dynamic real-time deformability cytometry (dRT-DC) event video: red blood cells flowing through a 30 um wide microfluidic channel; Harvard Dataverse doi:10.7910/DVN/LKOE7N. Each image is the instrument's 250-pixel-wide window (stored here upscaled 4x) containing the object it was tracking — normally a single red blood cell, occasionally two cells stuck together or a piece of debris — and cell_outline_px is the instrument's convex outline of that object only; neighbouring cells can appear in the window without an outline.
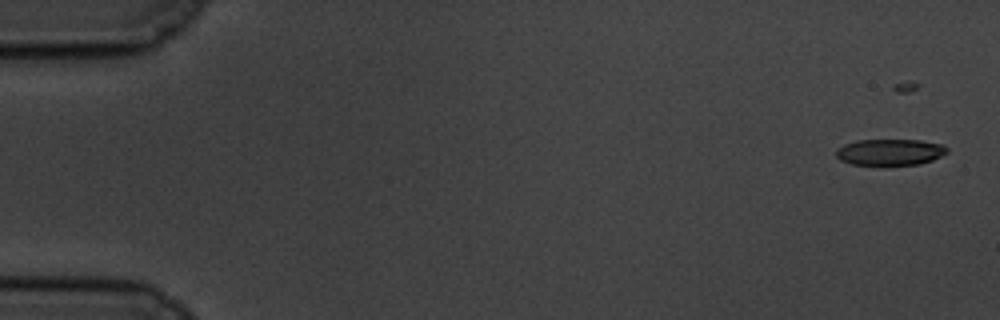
{"species": "common noctule bat (a hibernating species)", "species_latin": "Nyctalus noctula", "temperature_condition": "cold", "stored_images_in_passage": 15, "camera_frame_rate_fps": 3000, "um_per_image_px": 0.085, "animal": {"sex": "male", "body_mass_g": 19.5, "forearm_length_mm": 54.6}, "frame": {"image": 1, "passage_image": 4, "time_ms": 1.0, "image_size_px": [1000, 320], "cell_outline_px": [[948, 152], [932, 160], [920, 164], [884, 168], [880, 168], [852, 164], [840, 160], [836, 156], [836, 148], [844, 144], [856, 140], [920, 140], [944, 144], [948, 148]], "centroid_in_image_um": [75.63, 12.98], "position_along_channel_um": 9.4, "area_um2": 17.98}}